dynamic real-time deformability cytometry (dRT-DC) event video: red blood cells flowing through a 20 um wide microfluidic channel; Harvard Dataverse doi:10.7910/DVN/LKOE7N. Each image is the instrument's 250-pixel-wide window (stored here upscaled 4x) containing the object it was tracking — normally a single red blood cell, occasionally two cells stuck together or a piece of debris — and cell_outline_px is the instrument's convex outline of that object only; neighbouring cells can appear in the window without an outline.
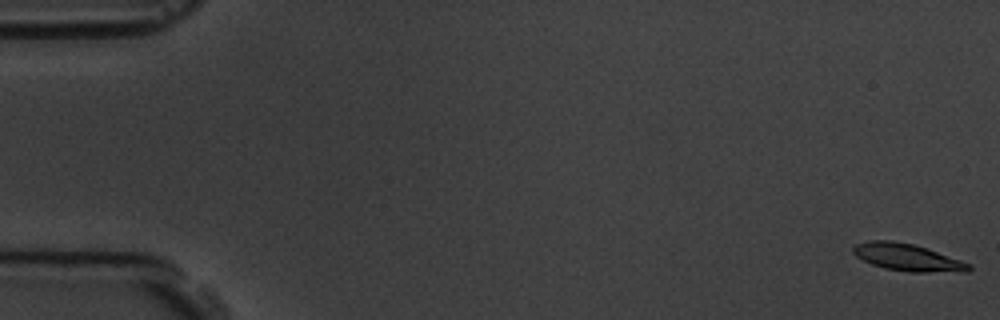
{"species": "common noctule bat (a hibernating species)", "species_latin": "Nyctalus noctula", "temperature_condition": "room temperature", "stored_images_in_passage": 5, "camera_frame_rate_fps": 3000, "um_per_image_px": 0.085, "animal": {"sex": "male", "body_mass_g": 19.5, "forearm_length_mm": 54.6}, "frame": {"image": 1, "passage_image": 1, "time_ms": 0.0, "image_size_px": [1000, 320], "cell_outline_px": [[972, 268], [968, 272], [912, 272], [884, 268], [872, 264], [856, 256], [852, 252], [852, 248], [856, 244], [868, 240], [892, 240], [912, 244], [928, 248], [972, 264]], "centroid_in_image_um": [77.17, 21.87], "position_along_channel_um": 7.8, "area_um2": 18.44}}
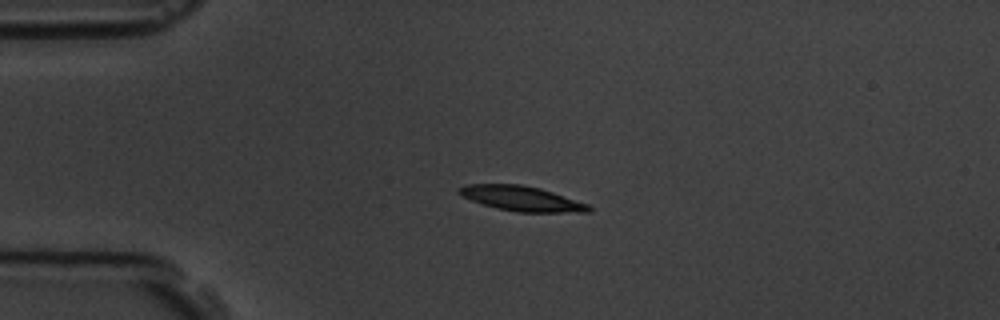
{"frame": {"image": 2, "passage_image": 4, "time_ms": 4.333, "image_size_px": [1000, 320], "cell_outline_px": [[592, 212], [516, 212], [496, 208], [472, 200], [456, 192], [456, 188], [468, 184], [520, 184], [540, 188], [588, 204], [592, 208]], "centroid_in_image_um": [44.33, 16.87], "position_along_channel_um": 40.7, "area_um2": 18.73}}